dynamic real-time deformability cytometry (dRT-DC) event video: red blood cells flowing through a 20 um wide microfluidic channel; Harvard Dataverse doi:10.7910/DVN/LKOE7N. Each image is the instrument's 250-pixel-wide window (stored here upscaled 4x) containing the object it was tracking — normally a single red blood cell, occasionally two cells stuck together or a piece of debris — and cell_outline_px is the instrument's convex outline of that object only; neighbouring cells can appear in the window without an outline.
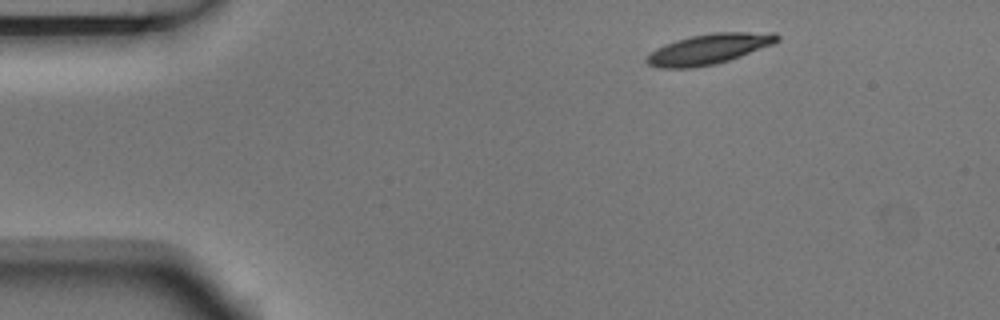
{"species": "Egyptian fruit bat (a non-hibernating species)", "species_latin": "Rousettus aegyptiacus", "temperature_condition": "room temperature", "stored_images_in_passage": 9, "camera_frame_rate_fps": 3000, "um_per_image_px": 0.085, "animal": {"sex": "male"}, "frame": {"image": 1, "passage_image": 1, "time_ms": 0.0, "image_size_px": [1000, 320], "cell_outline_px": [[780, 40], [772, 44], [728, 60], [716, 64], [688, 68], [660, 68], [648, 64], [644, 60], [656, 48], [676, 40], [692, 36], [716, 32], [776, 32], [780, 36]], "centroid_in_image_um": [60.26, 4.16], "position_along_channel_um": 24.7, "area_um2": 22.77}}
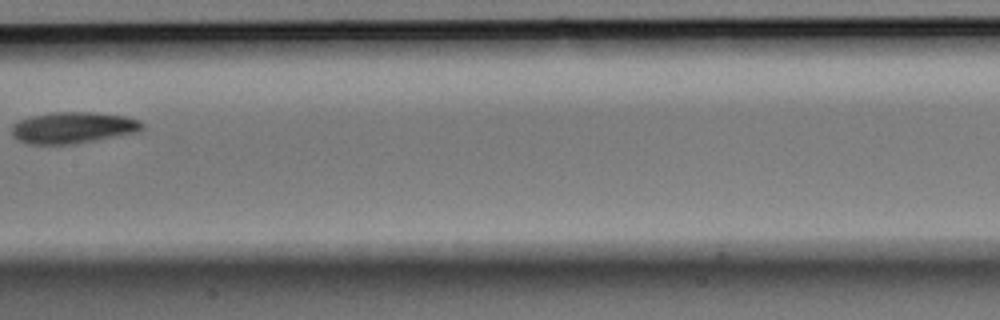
{"frame": {"image": 2, "passage_image": 6, "time_ms": 1.667, "image_size_px": [1000, 320], "cell_outline_px": [[144, 128], [140, 132], [96, 140], [72, 144], [28, 144], [16, 140], [12, 136], [12, 124], [28, 116], [52, 112], [92, 112], [128, 116], [140, 120], [144, 124]], "centroid_in_image_um": [6.22, 10.85], "position_along_channel_um": 201.2, "area_um2": 24.28}}
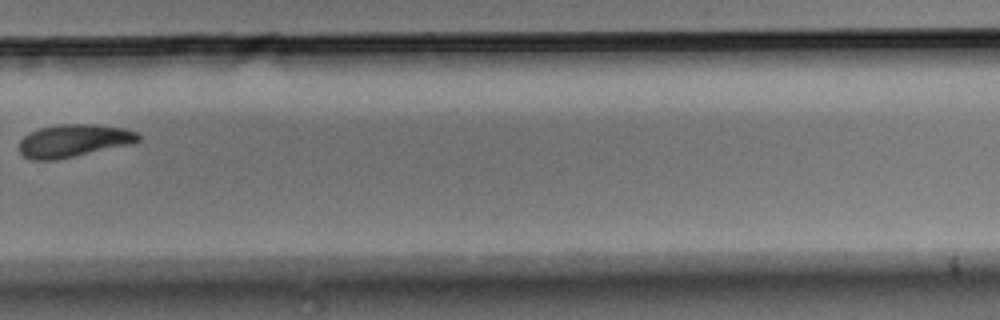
{"frame": {"image": 3, "passage_image": 9, "time_ms": 2.667, "image_size_px": [1000, 320], "cell_outline_px": [[140, 140], [136, 144], [56, 160], [32, 160], [24, 156], [20, 152], [20, 140], [24, 136], [40, 128], [60, 124], [96, 124], [124, 128], [136, 132], [140, 136]], "centroid_in_image_um": [6.33, 11.97], "position_along_channel_um": 323.5, "area_um2": 22.95}}